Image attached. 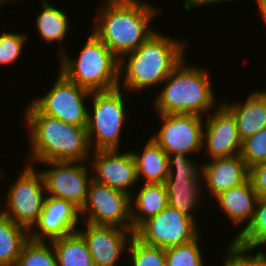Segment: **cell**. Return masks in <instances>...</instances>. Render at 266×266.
<instances>
[{"instance_id":"obj_1","label":"cell","mask_w":266,"mask_h":266,"mask_svg":"<svg viewBox=\"0 0 266 266\" xmlns=\"http://www.w3.org/2000/svg\"><path fill=\"white\" fill-rule=\"evenodd\" d=\"M104 4L92 32L121 60L155 32L150 23L157 8L141 0H107Z\"/></svg>"},{"instance_id":"obj_2","label":"cell","mask_w":266,"mask_h":266,"mask_svg":"<svg viewBox=\"0 0 266 266\" xmlns=\"http://www.w3.org/2000/svg\"><path fill=\"white\" fill-rule=\"evenodd\" d=\"M25 114L31 145L30 165L48 161L86 162L89 159L93 146H90L86 127L69 125L41 114L31 103Z\"/></svg>"},{"instance_id":"obj_3","label":"cell","mask_w":266,"mask_h":266,"mask_svg":"<svg viewBox=\"0 0 266 266\" xmlns=\"http://www.w3.org/2000/svg\"><path fill=\"white\" fill-rule=\"evenodd\" d=\"M185 46L184 40L170 38L155 30L143 44L120 60V77L125 71L121 89L133 93L162 84L183 59ZM126 56L128 60L125 63Z\"/></svg>"},{"instance_id":"obj_4","label":"cell","mask_w":266,"mask_h":266,"mask_svg":"<svg viewBox=\"0 0 266 266\" xmlns=\"http://www.w3.org/2000/svg\"><path fill=\"white\" fill-rule=\"evenodd\" d=\"M183 59L163 81L164 88L156 96L158 114H195L201 117L215 107L214 90L207 69L185 64ZM203 113V114H202Z\"/></svg>"},{"instance_id":"obj_5","label":"cell","mask_w":266,"mask_h":266,"mask_svg":"<svg viewBox=\"0 0 266 266\" xmlns=\"http://www.w3.org/2000/svg\"><path fill=\"white\" fill-rule=\"evenodd\" d=\"M90 34L76 59L60 48L59 71L68 80L91 92L120 87V60L94 33Z\"/></svg>"},{"instance_id":"obj_6","label":"cell","mask_w":266,"mask_h":266,"mask_svg":"<svg viewBox=\"0 0 266 266\" xmlns=\"http://www.w3.org/2000/svg\"><path fill=\"white\" fill-rule=\"evenodd\" d=\"M120 90L118 87L91 92L93 112L88 111L86 129L90 146L95 145V150L120 148L121 131L127 120L124 96Z\"/></svg>"},{"instance_id":"obj_7","label":"cell","mask_w":266,"mask_h":266,"mask_svg":"<svg viewBox=\"0 0 266 266\" xmlns=\"http://www.w3.org/2000/svg\"><path fill=\"white\" fill-rule=\"evenodd\" d=\"M189 158L182 153L168 154L169 173L163 181V185L168 197V206L195 222L191 211L198 207L204 192L201 190L204 187L201 186L203 180L200 177L202 176V165L200 167L196 164L197 162L191 161Z\"/></svg>"},{"instance_id":"obj_8","label":"cell","mask_w":266,"mask_h":266,"mask_svg":"<svg viewBox=\"0 0 266 266\" xmlns=\"http://www.w3.org/2000/svg\"><path fill=\"white\" fill-rule=\"evenodd\" d=\"M52 88L31 104L41 113L69 125L86 127L88 107L84 104L91 91L68 80L60 71Z\"/></svg>"},{"instance_id":"obj_9","label":"cell","mask_w":266,"mask_h":266,"mask_svg":"<svg viewBox=\"0 0 266 266\" xmlns=\"http://www.w3.org/2000/svg\"><path fill=\"white\" fill-rule=\"evenodd\" d=\"M24 169L7 190V208L1 212L14 223L30 230L39 219L46 193L41 172L34 170L30 164Z\"/></svg>"},{"instance_id":"obj_10","label":"cell","mask_w":266,"mask_h":266,"mask_svg":"<svg viewBox=\"0 0 266 266\" xmlns=\"http://www.w3.org/2000/svg\"><path fill=\"white\" fill-rule=\"evenodd\" d=\"M132 195L91 181L80 216L94 225H112L131 230Z\"/></svg>"},{"instance_id":"obj_11","label":"cell","mask_w":266,"mask_h":266,"mask_svg":"<svg viewBox=\"0 0 266 266\" xmlns=\"http://www.w3.org/2000/svg\"><path fill=\"white\" fill-rule=\"evenodd\" d=\"M196 225L178 210L167 206L144 221L134 231V235L145 244L166 249L188 243L200 236Z\"/></svg>"},{"instance_id":"obj_12","label":"cell","mask_w":266,"mask_h":266,"mask_svg":"<svg viewBox=\"0 0 266 266\" xmlns=\"http://www.w3.org/2000/svg\"><path fill=\"white\" fill-rule=\"evenodd\" d=\"M85 163L87 162L39 163L51 167L40 171L44 179L45 193L54 198L68 200L81 209L92 181V175L88 174L89 169Z\"/></svg>"},{"instance_id":"obj_13","label":"cell","mask_w":266,"mask_h":266,"mask_svg":"<svg viewBox=\"0 0 266 266\" xmlns=\"http://www.w3.org/2000/svg\"><path fill=\"white\" fill-rule=\"evenodd\" d=\"M163 121L158 134L150 137L167 154L199 152L204 150L201 116L195 114H158Z\"/></svg>"},{"instance_id":"obj_14","label":"cell","mask_w":266,"mask_h":266,"mask_svg":"<svg viewBox=\"0 0 266 266\" xmlns=\"http://www.w3.org/2000/svg\"><path fill=\"white\" fill-rule=\"evenodd\" d=\"M214 111L207 114L203 127L204 153L210 160L240 154L242 140L233 114L223 104H219Z\"/></svg>"},{"instance_id":"obj_15","label":"cell","mask_w":266,"mask_h":266,"mask_svg":"<svg viewBox=\"0 0 266 266\" xmlns=\"http://www.w3.org/2000/svg\"><path fill=\"white\" fill-rule=\"evenodd\" d=\"M85 226L84 230L78 229L77 231L84 238L94 265L116 266L118 263L116 261L120 260L123 252L128 250L134 231L112 225H94L88 222H85Z\"/></svg>"},{"instance_id":"obj_16","label":"cell","mask_w":266,"mask_h":266,"mask_svg":"<svg viewBox=\"0 0 266 266\" xmlns=\"http://www.w3.org/2000/svg\"><path fill=\"white\" fill-rule=\"evenodd\" d=\"M119 151L93 149V160H90L91 171L94 170L92 180L133 195L131 186L138 182L136 163L131 151L122 154Z\"/></svg>"},{"instance_id":"obj_17","label":"cell","mask_w":266,"mask_h":266,"mask_svg":"<svg viewBox=\"0 0 266 266\" xmlns=\"http://www.w3.org/2000/svg\"><path fill=\"white\" fill-rule=\"evenodd\" d=\"M46 195L39 219L34 224L35 227H32L38 228V231L30 229L29 238L36 241H51L77 231L76 227L81 219L80 209L68 200Z\"/></svg>"},{"instance_id":"obj_18","label":"cell","mask_w":266,"mask_h":266,"mask_svg":"<svg viewBox=\"0 0 266 266\" xmlns=\"http://www.w3.org/2000/svg\"><path fill=\"white\" fill-rule=\"evenodd\" d=\"M202 165V179L207 191L214 198L219 193L245 183L249 178V168L241 155L215 158Z\"/></svg>"},{"instance_id":"obj_19","label":"cell","mask_w":266,"mask_h":266,"mask_svg":"<svg viewBox=\"0 0 266 266\" xmlns=\"http://www.w3.org/2000/svg\"><path fill=\"white\" fill-rule=\"evenodd\" d=\"M222 104L233 114L242 141L266 128V89L251 92L244 103Z\"/></svg>"},{"instance_id":"obj_20","label":"cell","mask_w":266,"mask_h":266,"mask_svg":"<svg viewBox=\"0 0 266 266\" xmlns=\"http://www.w3.org/2000/svg\"><path fill=\"white\" fill-rule=\"evenodd\" d=\"M258 198L248 179L239 186L219 193L213 199H216V203L234 226L244 224L243 222L248 220L242 231L253 218Z\"/></svg>"},{"instance_id":"obj_21","label":"cell","mask_w":266,"mask_h":266,"mask_svg":"<svg viewBox=\"0 0 266 266\" xmlns=\"http://www.w3.org/2000/svg\"><path fill=\"white\" fill-rule=\"evenodd\" d=\"M131 204H135L131 206V230L135 231L144 221L168 206V197L163 183H145L136 198H131Z\"/></svg>"},{"instance_id":"obj_22","label":"cell","mask_w":266,"mask_h":266,"mask_svg":"<svg viewBox=\"0 0 266 266\" xmlns=\"http://www.w3.org/2000/svg\"><path fill=\"white\" fill-rule=\"evenodd\" d=\"M136 163L137 177L144 183H163L168 176V154L151 138L145 144L142 154L131 151Z\"/></svg>"},{"instance_id":"obj_23","label":"cell","mask_w":266,"mask_h":266,"mask_svg":"<svg viewBox=\"0 0 266 266\" xmlns=\"http://www.w3.org/2000/svg\"><path fill=\"white\" fill-rule=\"evenodd\" d=\"M29 239V230L14 223L0 210V266H15Z\"/></svg>"},{"instance_id":"obj_24","label":"cell","mask_w":266,"mask_h":266,"mask_svg":"<svg viewBox=\"0 0 266 266\" xmlns=\"http://www.w3.org/2000/svg\"><path fill=\"white\" fill-rule=\"evenodd\" d=\"M58 266H95L82 235L75 231L50 241Z\"/></svg>"},{"instance_id":"obj_25","label":"cell","mask_w":266,"mask_h":266,"mask_svg":"<svg viewBox=\"0 0 266 266\" xmlns=\"http://www.w3.org/2000/svg\"><path fill=\"white\" fill-rule=\"evenodd\" d=\"M41 4L42 12L36 16L37 29L41 38L48 44H52L55 40L61 43L69 28L67 14L63 10L51 6L47 0H42Z\"/></svg>"},{"instance_id":"obj_26","label":"cell","mask_w":266,"mask_h":266,"mask_svg":"<svg viewBox=\"0 0 266 266\" xmlns=\"http://www.w3.org/2000/svg\"><path fill=\"white\" fill-rule=\"evenodd\" d=\"M233 241L242 247L255 249L266 244V196L259 197L251 222L237 234Z\"/></svg>"},{"instance_id":"obj_27","label":"cell","mask_w":266,"mask_h":266,"mask_svg":"<svg viewBox=\"0 0 266 266\" xmlns=\"http://www.w3.org/2000/svg\"><path fill=\"white\" fill-rule=\"evenodd\" d=\"M48 241L29 239L22 248L15 266H58L53 245Z\"/></svg>"},{"instance_id":"obj_28","label":"cell","mask_w":266,"mask_h":266,"mask_svg":"<svg viewBox=\"0 0 266 266\" xmlns=\"http://www.w3.org/2000/svg\"><path fill=\"white\" fill-rule=\"evenodd\" d=\"M126 252L131 266H166L165 249L145 244L135 235Z\"/></svg>"},{"instance_id":"obj_29","label":"cell","mask_w":266,"mask_h":266,"mask_svg":"<svg viewBox=\"0 0 266 266\" xmlns=\"http://www.w3.org/2000/svg\"><path fill=\"white\" fill-rule=\"evenodd\" d=\"M199 236L184 244L165 249L166 266H204ZM202 255V256H201Z\"/></svg>"},{"instance_id":"obj_30","label":"cell","mask_w":266,"mask_h":266,"mask_svg":"<svg viewBox=\"0 0 266 266\" xmlns=\"http://www.w3.org/2000/svg\"><path fill=\"white\" fill-rule=\"evenodd\" d=\"M240 155L248 168L266 161V128L242 141Z\"/></svg>"},{"instance_id":"obj_31","label":"cell","mask_w":266,"mask_h":266,"mask_svg":"<svg viewBox=\"0 0 266 266\" xmlns=\"http://www.w3.org/2000/svg\"><path fill=\"white\" fill-rule=\"evenodd\" d=\"M229 246L223 266H266V254L262 250L250 254L251 249L239 246L233 240Z\"/></svg>"},{"instance_id":"obj_32","label":"cell","mask_w":266,"mask_h":266,"mask_svg":"<svg viewBox=\"0 0 266 266\" xmlns=\"http://www.w3.org/2000/svg\"><path fill=\"white\" fill-rule=\"evenodd\" d=\"M28 37L22 33H7L0 34V64H13L21 55L23 45Z\"/></svg>"},{"instance_id":"obj_33","label":"cell","mask_w":266,"mask_h":266,"mask_svg":"<svg viewBox=\"0 0 266 266\" xmlns=\"http://www.w3.org/2000/svg\"><path fill=\"white\" fill-rule=\"evenodd\" d=\"M258 197L266 196V161L249 168V178Z\"/></svg>"},{"instance_id":"obj_34","label":"cell","mask_w":266,"mask_h":266,"mask_svg":"<svg viewBox=\"0 0 266 266\" xmlns=\"http://www.w3.org/2000/svg\"><path fill=\"white\" fill-rule=\"evenodd\" d=\"M221 1H234V0H185L184 1V8L185 10L187 11H190V9L192 7H199V6H203V5H208V4H214V3H217V2H221Z\"/></svg>"},{"instance_id":"obj_35","label":"cell","mask_w":266,"mask_h":266,"mask_svg":"<svg viewBox=\"0 0 266 266\" xmlns=\"http://www.w3.org/2000/svg\"><path fill=\"white\" fill-rule=\"evenodd\" d=\"M257 3L259 5V12L264 18V21L266 22V0H257Z\"/></svg>"},{"instance_id":"obj_36","label":"cell","mask_w":266,"mask_h":266,"mask_svg":"<svg viewBox=\"0 0 266 266\" xmlns=\"http://www.w3.org/2000/svg\"><path fill=\"white\" fill-rule=\"evenodd\" d=\"M4 1H5V0H0V6H1V4L4 3ZM7 1H9V0H7Z\"/></svg>"}]
</instances>
